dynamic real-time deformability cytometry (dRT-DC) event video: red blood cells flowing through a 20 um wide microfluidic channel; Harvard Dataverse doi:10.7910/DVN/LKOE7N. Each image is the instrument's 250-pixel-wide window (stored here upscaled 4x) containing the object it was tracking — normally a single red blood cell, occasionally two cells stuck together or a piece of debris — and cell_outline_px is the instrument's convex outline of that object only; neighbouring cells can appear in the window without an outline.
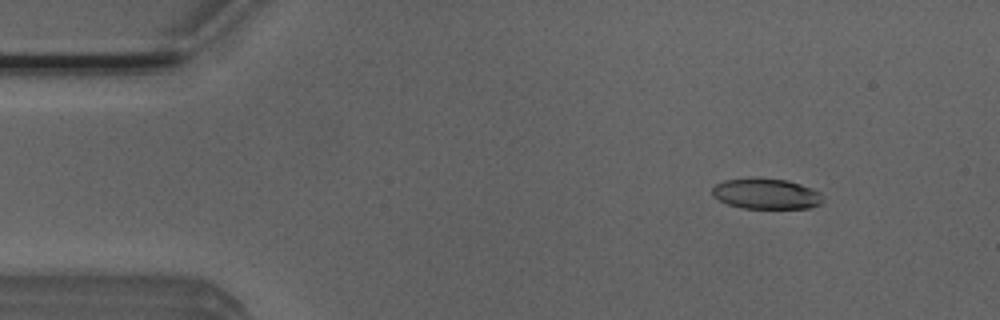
{"species": "Egyptian fruit bat (a non-hibernating species)", "species_latin": "Rousettus aegyptiacus", "temperature_condition": "room temperature", "stored_images_in_passage": 3, "camera_frame_rate_fps": 3000, "um_per_image_px": 0.085, "animal": {"sex": "male"}, "frame": {"image": 1, "passage_image": 1, "time_ms": 0.0, "image_size_px": [1000, 320], "cell_outline_px": [[824, 200], [820, 204], [808, 208], [740, 208], [728, 204], [712, 196], [712, 188], [716, 184], [724, 180], [788, 180], [812, 188], [820, 192], [824, 196]], "centroid_in_image_um": [65.17, 16.51], "position_along_channel_um": 19.8, "area_um2": 19.25}}